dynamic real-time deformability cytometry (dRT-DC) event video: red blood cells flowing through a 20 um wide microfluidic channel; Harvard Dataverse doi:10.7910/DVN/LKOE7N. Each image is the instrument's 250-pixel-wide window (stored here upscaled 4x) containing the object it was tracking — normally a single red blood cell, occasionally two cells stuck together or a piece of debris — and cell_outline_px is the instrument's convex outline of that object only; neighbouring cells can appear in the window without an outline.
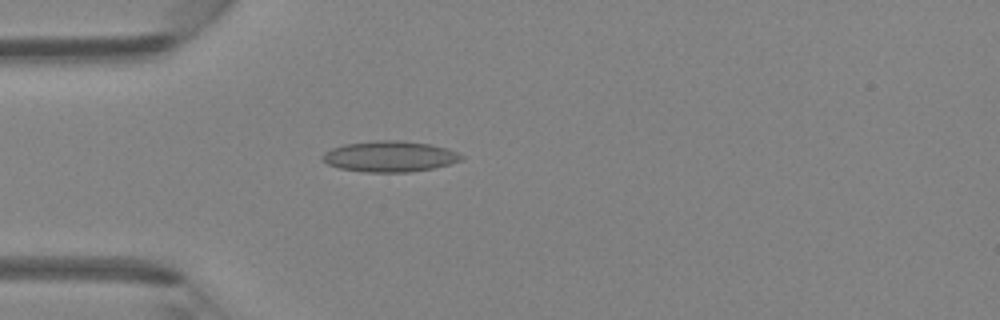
{"species": "Egyptian fruit bat (a non-hibernating species)", "species_latin": "Rousettus aegyptiacus", "temperature_condition": "room temperature", "stored_images_in_passage": 45, "camera_frame_rate_fps": 3000, "um_per_image_px": 0.085, "animal": {"sex": "female"}, "frame": {"image": 1, "passage_image": 13, "time_ms": 4.0, "image_size_px": [1000, 320], "cell_outline_px": [[464, 160], [432, 168], [412, 172], [368, 172], [340, 168], [328, 164], [320, 156], [324, 152], [332, 148], [344, 144], [376, 140], [400, 140], [428, 144], [448, 148], [464, 156]], "centroid_in_image_um": [33.14, 13.29], "position_along_channel_um": 51.9, "area_um2": 24.91}}
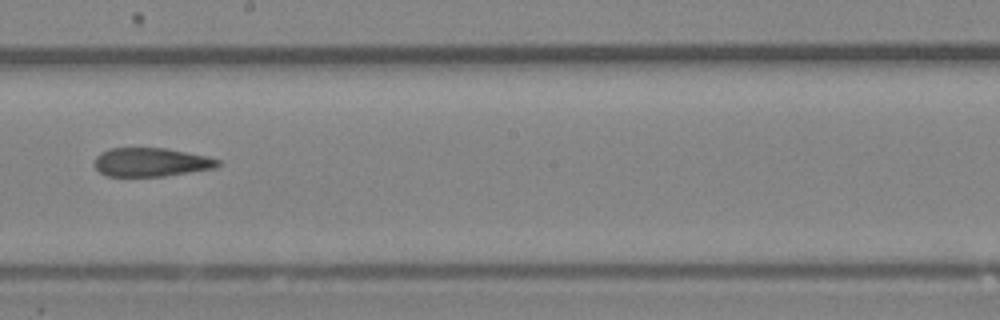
{"frame": {"image": 2, "passage_image": 26, "time_ms": 8.333, "image_size_px": [1000, 320], "cell_outline_px": [[220, 164], [216, 168], [164, 176], [108, 176], [100, 172], [92, 164], [92, 160], [100, 152], [112, 148], [164, 148], [208, 156], [220, 160]], "centroid_in_image_um": [12.81, 13.78], "position_along_channel_um": 235.4, "area_um2": 20.75}}
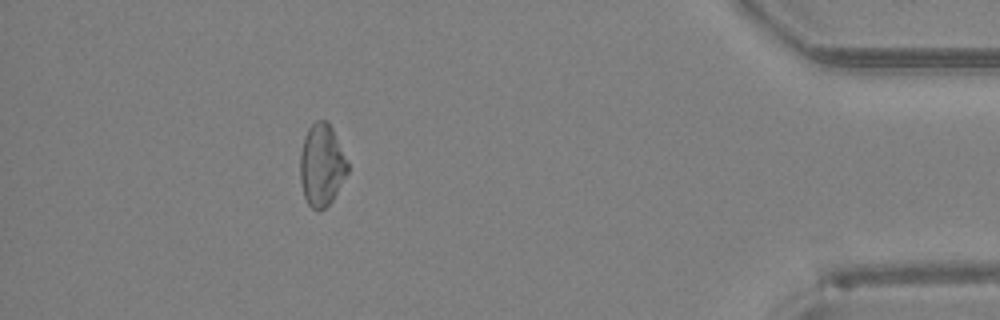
{"frame": {"image": 3, "passage_image": 41, "time_ms": 13.333, "image_size_px": [1000, 320], "cell_outline_px": [[348, 172], [332, 200], [324, 208], [316, 212], [308, 204], [304, 196], [300, 180], [300, 152], [304, 136], [308, 128], [316, 120], [328, 120], [348, 160]], "centroid_in_image_um": [27.34, 14.02], "position_along_channel_um": 407.9, "area_um2": 22.89}}